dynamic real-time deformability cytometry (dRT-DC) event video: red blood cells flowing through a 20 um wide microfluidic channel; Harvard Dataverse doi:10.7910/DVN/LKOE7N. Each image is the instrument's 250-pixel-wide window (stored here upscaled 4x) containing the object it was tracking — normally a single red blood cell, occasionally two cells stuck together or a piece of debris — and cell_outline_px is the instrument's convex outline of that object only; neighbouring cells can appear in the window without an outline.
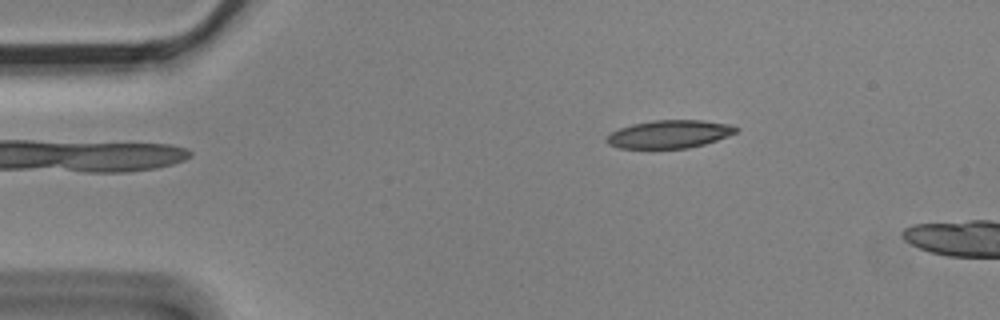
{"species": "Egyptian fruit bat (a non-hibernating species)", "species_latin": "Rousettus aegyptiacus", "temperature_condition": "cold", "stored_images_in_passage": 2, "camera_frame_rate_fps": 3000, "um_per_image_px": 0.085, "animal": {"sex": "male"}, "frame": {"image": 1, "passage_image": 2, "time_ms": 0.333, "image_size_px": [1000, 320], "cell_outline_px": [[740, 128], [736, 132], [728, 136], [704, 144], [688, 148], [620, 148], [608, 144], [604, 140], [612, 132], [620, 128], [632, 124], [652, 120], [700, 120], [732, 124]], "centroid_in_image_um": [56.92, 11.39], "position_along_channel_um": 28.1, "area_um2": 21.1}}